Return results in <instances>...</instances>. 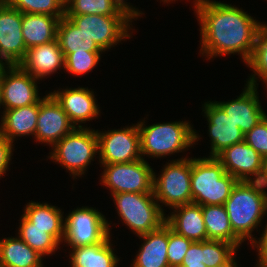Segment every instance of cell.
Listing matches in <instances>:
<instances>
[{
  "mask_svg": "<svg viewBox=\"0 0 267 267\" xmlns=\"http://www.w3.org/2000/svg\"><path fill=\"white\" fill-rule=\"evenodd\" d=\"M194 1V11L201 27L200 54L206 55L209 60L238 53L247 63L263 23L231 4L212 0Z\"/></svg>",
  "mask_w": 267,
  "mask_h": 267,
  "instance_id": "6da1fadb",
  "label": "cell"
},
{
  "mask_svg": "<svg viewBox=\"0 0 267 267\" xmlns=\"http://www.w3.org/2000/svg\"><path fill=\"white\" fill-rule=\"evenodd\" d=\"M233 232L244 242L267 214V192L257 181H238L224 204ZM254 229V230H253Z\"/></svg>",
  "mask_w": 267,
  "mask_h": 267,
  "instance_id": "7a4b0ae2",
  "label": "cell"
},
{
  "mask_svg": "<svg viewBox=\"0 0 267 267\" xmlns=\"http://www.w3.org/2000/svg\"><path fill=\"white\" fill-rule=\"evenodd\" d=\"M137 127L143 159L145 155L161 158L183 152L201 139L188 121L156 123L150 126H146L145 121H140Z\"/></svg>",
  "mask_w": 267,
  "mask_h": 267,
  "instance_id": "3957f363",
  "label": "cell"
},
{
  "mask_svg": "<svg viewBox=\"0 0 267 267\" xmlns=\"http://www.w3.org/2000/svg\"><path fill=\"white\" fill-rule=\"evenodd\" d=\"M237 182L215 157L191 158L192 203L224 205Z\"/></svg>",
  "mask_w": 267,
  "mask_h": 267,
  "instance_id": "277c9868",
  "label": "cell"
},
{
  "mask_svg": "<svg viewBox=\"0 0 267 267\" xmlns=\"http://www.w3.org/2000/svg\"><path fill=\"white\" fill-rule=\"evenodd\" d=\"M123 223L137 236L158 229L165 223L163 208L154 193H118L111 195Z\"/></svg>",
  "mask_w": 267,
  "mask_h": 267,
  "instance_id": "5b68a950",
  "label": "cell"
},
{
  "mask_svg": "<svg viewBox=\"0 0 267 267\" xmlns=\"http://www.w3.org/2000/svg\"><path fill=\"white\" fill-rule=\"evenodd\" d=\"M50 152V158L66 168L73 175L81 177L88 165L98 155V138L96 131L89 127H76L71 133L57 142Z\"/></svg>",
  "mask_w": 267,
  "mask_h": 267,
  "instance_id": "8992f818",
  "label": "cell"
},
{
  "mask_svg": "<svg viewBox=\"0 0 267 267\" xmlns=\"http://www.w3.org/2000/svg\"><path fill=\"white\" fill-rule=\"evenodd\" d=\"M153 193L158 203L172 209L192 203L191 158L172 159L158 177L153 172Z\"/></svg>",
  "mask_w": 267,
  "mask_h": 267,
  "instance_id": "52a82bcc",
  "label": "cell"
},
{
  "mask_svg": "<svg viewBox=\"0 0 267 267\" xmlns=\"http://www.w3.org/2000/svg\"><path fill=\"white\" fill-rule=\"evenodd\" d=\"M104 172L101 184L118 193H152L153 169L145 159L128 163L101 164Z\"/></svg>",
  "mask_w": 267,
  "mask_h": 267,
  "instance_id": "ba28073f",
  "label": "cell"
},
{
  "mask_svg": "<svg viewBox=\"0 0 267 267\" xmlns=\"http://www.w3.org/2000/svg\"><path fill=\"white\" fill-rule=\"evenodd\" d=\"M64 221V243L70 248L100 243L110 234L111 223L93 207H78Z\"/></svg>",
  "mask_w": 267,
  "mask_h": 267,
  "instance_id": "9c48e42d",
  "label": "cell"
},
{
  "mask_svg": "<svg viewBox=\"0 0 267 267\" xmlns=\"http://www.w3.org/2000/svg\"><path fill=\"white\" fill-rule=\"evenodd\" d=\"M105 52L126 38L132 32V19L129 16L78 15L66 16Z\"/></svg>",
  "mask_w": 267,
  "mask_h": 267,
  "instance_id": "30bf717a",
  "label": "cell"
},
{
  "mask_svg": "<svg viewBox=\"0 0 267 267\" xmlns=\"http://www.w3.org/2000/svg\"><path fill=\"white\" fill-rule=\"evenodd\" d=\"M96 135L101 164L128 163L142 159L137 124L105 132L96 130Z\"/></svg>",
  "mask_w": 267,
  "mask_h": 267,
  "instance_id": "8fae6325",
  "label": "cell"
},
{
  "mask_svg": "<svg viewBox=\"0 0 267 267\" xmlns=\"http://www.w3.org/2000/svg\"><path fill=\"white\" fill-rule=\"evenodd\" d=\"M37 80L19 65H0V83L4 110L37 103Z\"/></svg>",
  "mask_w": 267,
  "mask_h": 267,
  "instance_id": "7c38bea8",
  "label": "cell"
},
{
  "mask_svg": "<svg viewBox=\"0 0 267 267\" xmlns=\"http://www.w3.org/2000/svg\"><path fill=\"white\" fill-rule=\"evenodd\" d=\"M26 52L22 13L5 0H0V65H18Z\"/></svg>",
  "mask_w": 267,
  "mask_h": 267,
  "instance_id": "4fadbf2b",
  "label": "cell"
},
{
  "mask_svg": "<svg viewBox=\"0 0 267 267\" xmlns=\"http://www.w3.org/2000/svg\"><path fill=\"white\" fill-rule=\"evenodd\" d=\"M75 128L76 126L70 121L62 106L50 92L40 99L37 127L34 135L36 142L46 143L53 147Z\"/></svg>",
  "mask_w": 267,
  "mask_h": 267,
  "instance_id": "5bb4252c",
  "label": "cell"
},
{
  "mask_svg": "<svg viewBox=\"0 0 267 267\" xmlns=\"http://www.w3.org/2000/svg\"><path fill=\"white\" fill-rule=\"evenodd\" d=\"M215 158L238 181H257L262 173L263 157L245 141L224 149Z\"/></svg>",
  "mask_w": 267,
  "mask_h": 267,
  "instance_id": "9a60e30c",
  "label": "cell"
},
{
  "mask_svg": "<svg viewBox=\"0 0 267 267\" xmlns=\"http://www.w3.org/2000/svg\"><path fill=\"white\" fill-rule=\"evenodd\" d=\"M202 109L209 125V157H216L224 149L244 141L245 134L215 102L207 101Z\"/></svg>",
  "mask_w": 267,
  "mask_h": 267,
  "instance_id": "2e32d148",
  "label": "cell"
},
{
  "mask_svg": "<svg viewBox=\"0 0 267 267\" xmlns=\"http://www.w3.org/2000/svg\"><path fill=\"white\" fill-rule=\"evenodd\" d=\"M257 88V86L246 84L243 92L236 99L228 102L214 101L244 134L267 115L262 109Z\"/></svg>",
  "mask_w": 267,
  "mask_h": 267,
  "instance_id": "e0dca14e",
  "label": "cell"
},
{
  "mask_svg": "<svg viewBox=\"0 0 267 267\" xmlns=\"http://www.w3.org/2000/svg\"><path fill=\"white\" fill-rule=\"evenodd\" d=\"M50 94L62 106L76 127H83L82 123H86L100 114L94 92L90 91L88 87L66 88L62 91L54 90Z\"/></svg>",
  "mask_w": 267,
  "mask_h": 267,
  "instance_id": "ac0fdd59",
  "label": "cell"
},
{
  "mask_svg": "<svg viewBox=\"0 0 267 267\" xmlns=\"http://www.w3.org/2000/svg\"><path fill=\"white\" fill-rule=\"evenodd\" d=\"M64 58L56 39L27 49L24 59L18 65L34 78L42 80L55 73L57 69L65 68Z\"/></svg>",
  "mask_w": 267,
  "mask_h": 267,
  "instance_id": "d6986e66",
  "label": "cell"
},
{
  "mask_svg": "<svg viewBox=\"0 0 267 267\" xmlns=\"http://www.w3.org/2000/svg\"><path fill=\"white\" fill-rule=\"evenodd\" d=\"M20 219L19 228L49 229V234L63 243L65 221L62 210L57 206L31 201L26 204Z\"/></svg>",
  "mask_w": 267,
  "mask_h": 267,
  "instance_id": "ffe728a7",
  "label": "cell"
},
{
  "mask_svg": "<svg viewBox=\"0 0 267 267\" xmlns=\"http://www.w3.org/2000/svg\"><path fill=\"white\" fill-rule=\"evenodd\" d=\"M169 225L165 222L158 229L140 235L144 243L131 267H170L168 263Z\"/></svg>",
  "mask_w": 267,
  "mask_h": 267,
  "instance_id": "44dd1931",
  "label": "cell"
},
{
  "mask_svg": "<svg viewBox=\"0 0 267 267\" xmlns=\"http://www.w3.org/2000/svg\"><path fill=\"white\" fill-rule=\"evenodd\" d=\"M173 209L174 212L165 220L173 231L193 242L207 240L201 205L189 203Z\"/></svg>",
  "mask_w": 267,
  "mask_h": 267,
  "instance_id": "7402d4cb",
  "label": "cell"
},
{
  "mask_svg": "<svg viewBox=\"0 0 267 267\" xmlns=\"http://www.w3.org/2000/svg\"><path fill=\"white\" fill-rule=\"evenodd\" d=\"M40 100L32 105L3 111L0 134L14 142L16 137L35 135Z\"/></svg>",
  "mask_w": 267,
  "mask_h": 267,
  "instance_id": "603a6c76",
  "label": "cell"
},
{
  "mask_svg": "<svg viewBox=\"0 0 267 267\" xmlns=\"http://www.w3.org/2000/svg\"><path fill=\"white\" fill-rule=\"evenodd\" d=\"M111 236L109 234L100 243L70 248L71 267H118L120 258L114 254Z\"/></svg>",
  "mask_w": 267,
  "mask_h": 267,
  "instance_id": "cb8c5ba5",
  "label": "cell"
},
{
  "mask_svg": "<svg viewBox=\"0 0 267 267\" xmlns=\"http://www.w3.org/2000/svg\"><path fill=\"white\" fill-rule=\"evenodd\" d=\"M59 20L45 14H22V35L26 48L56 40Z\"/></svg>",
  "mask_w": 267,
  "mask_h": 267,
  "instance_id": "d4e9b609",
  "label": "cell"
},
{
  "mask_svg": "<svg viewBox=\"0 0 267 267\" xmlns=\"http://www.w3.org/2000/svg\"><path fill=\"white\" fill-rule=\"evenodd\" d=\"M42 259L18 236L0 240V267H43Z\"/></svg>",
  "mask_w": 267,
  "mask_h": 267,
  "instance_id": "484cf974",
  "label": "cell"
},
{
  "mask_svg": "<svg viewBox=\"0 0 267 267\" xmlns=\"http://www.w3.org/2000/svg\"><path fill=\"white\" fill-rule=\"evenodd\" d=\"M207 240L230 242L237 249L243 241L233 232L224 205H201Z\"/></svg>",
  "mask_w": 267,
  "mask_h": 267,
  "instance_id": "4316f807",
  "label": "cell"
},
{
  "mask_svg": "<svg viewBox=\"0 0 267 267\" xmlns=\"http://www.w3.org/2000/svg\"><path fill=\"white\" fill-rule=\"evenodd\" d=\"M63 54L84 51H103L92 38L80 31L68 17H62L57 26V37Z\"/></svg>",
  "mask_w": 267,
  "mask_h": 267,
  "instance_id": "83f0119b",
  "label": "cell"
},
{
  "mask_svg": "<svg viewBox=\"0 0 267 267\" xmlns=\"http://www.w3.org/2000/svg\"><path fill=\"white\" fill-rule=\"evenodd\" d=\"M128 16L112 0H66L65 16L78 15Z\"/></svg>",
  "mask_w": 267,
  "mask_h": 267,
  "instance_id": "f1b7e54d",
  "label": "cell"
},
{
  "mask_svg": "<svg viewBox=\"0 0 267 267\" xmlns=\"http://www.w3.org/2000/svg\"><path fill=\"white\" fill-rule=\"evenodd\" d=\"M248 65L254 72L250 75L246 84L256 86L257 78L263 80L267 84V25L262 24L257 34L254 50L251 58L245 64ZM258 76V77H256ZM267 87V85H266Z\"/></svg>",
  "mask_w": 267,
  "mask_h": 267,
  "instance_id": "f546056e",
  "label": "cell"
},
{
  "mask_svg": "<svg viewBox=\"0 0 267 267\" xmlns=\"http://www.w3.org/2000/svg\"><path fill=\"white\" fill-rule=\"evenodd\" d=\"M22 14H45L61 19L65 16L66 0H5Z\"/></svg>",
  "mask_w": 267,
  "mask_h": 267,
  "instance_id": "4dcf8cb0",
  "label": "cell"
},
{
  "mask_svg": "<svg viewBox=\"0 0 267 267\" xmlns=\"http://www.w3.org/2000/svg\"><path fill=\"white\" fill-rule=\"evenodd\" d=\"M18 237L43 257L60 249V243L49 234V229L19 228Z\"/></svg>",
  "mask_w": 267,
  "mask_h": 267,
  "instance_id": "1f68e13d",
  "label": "cell"
},
{
  "mask_svg": "<svg viewBox=\"0 0 267 267\" xmlns=\"http://www.w3.org/2000/svg\"><path fill=\"white\" fill-rule=\"evenodd\" d=\"M203 264L215 267L226 262L238 249L230 242L218 240L202 241Z\"/></svg>",
  "mask_w": 267,
  "mask_h": 267,
  "instance_id": "d6a6232c",
  "label": "cell"
},
{
  "mask_svg": "<svg viewBox=\"0 0 267 267\" xmlns=\"http://www.w3.org/2000/svg\"><path fill=\"white\" fill-rule=\"evenodd\" d=\"M102 52L104 51H84L64 54L65 68L63 70L75 76L86 74L98 64Z\"/></svg>",
  "mask_w": 267,
  "mask_h": 267,
  "instance_id": "836d02e7",
  "label": "cell"
},
{
  "mask_svg": "<svg viewBox=\"0 0 267 267\" xmlns=\"http://www.w3.org/2000/svg\"><path fill=\"white\" fill-rule=\"evenodd\" d=\"M192 242V240L177 234L169 226L167 258L170 267H179L182 264L183 258L185 257Z\"/></svg>",
  "mask_w": 267,
  "mask_h": 267,
  "instance_id": "e575fe53",
  "label": "cell"
},
{
  "mask_svg": "<svg viewBox=\"0 0 267 267\" xmlns=\"http://www.w3.org/2000/svg\"><path fill=\"white\" fill-rule=\"evenodd\" d=\"M244 141L263 158L267 157V115L244 135Z\"/></svg>",
  "mask_w": 267,
  "mask_h": 267,
  "instance_id": "d590c367",
  "label": "cell"
},
{
  "mask_svg": "<svg viewBox=\"0 0 267 267\" xmlns=\"http://www.w3.org/2000/svg\"><path fill=\"white\" fill-rule=\"evenodd\" d=\"M13 142L0 134V178L4 176L9 169L11 156L13 155Z\"/></svg>",
  "mask_w": 267,
  "mask_h": 267,
  "instance_id": "8d00e7d4",
  "label": "cell"
},
{
  "mask_svg": "<svg viewBox=\"0 0 267 267\" xmlns=\"http://www.w3.org/2000/svg\"><path fill=\"white\" fill-rule=\"evenodd\" d=\"M261 237L258 240H254L251 245L257 248L259 259L257 261V267H267V224L262 231Z\"/></svg>",
  "mask_w": 267,
  "mask_h": 267,
  "instance_id": "74e56055",
  "label": "cell"
},
{
  "mask_svg": "<svg viewBox=\"0 0 267 267\" xmlns=\"http://www.w3.org/2000/svg\"><path fill=\"white\" fill-rule=\"evenodd\" d=\"M188 264H203L202 241L192 242L180 266Z\"/></svg>",
  "mask_w": 267,
  "mask_h": 267,
  "instance_id": "f35d334b",
  "label": "cell"
},
{
  "mask_svg": "<svg viewBox=\"0 0 267 267\" xmlns=\"http://www.w3.org/2000/svg\"><path fill=\"white\" fill-rule=\"evenodd\" d=\"M112 1L118 7L119 10L123 11L133 20L135 18L137 19L139 16H142L143 14L142 11L140 12L139 9L137 10V8L133 7L132 5L130 6V4L125 0H112Z\"/></svg>",
  "mask_w": 267,
  "mask_h": 267,
  "instance_id": "ab89813d",
  "label": "cell"
},
{
  "mask_svg": "<svg viewBox=\"0 0 267 267\" xmlns=\"http://www.w3.org/2000/svg\"><path fill=\"white\" fill-rule=\"evenodd\" d=\"M257 182L264 188H267V157L263 158L262 173Z\"/></svg>",
  "mask_w": 267,
  "mask_h": 267,
  "instance_id": "60d3db41",
  "label": "cell"
},
{
  "mask_svg": "<svg viewBox=\"0 0 267 267\" xmlns=\"http://www.w3.org/2000/svg\"><path fill=\"white\" fill-rule=\"evenodd\" d=\"M235 253L223 264L217 265L215 267H238L239 265L236 263L237 261L235 260L236 257L234 258Z\"/></svg>",
  "mask_w": 267,
  "mask_h": 267,
  "instance_id": "b9f144b4",
  "label": "cell"
},
{
  "mask_svg": "<svg viewBox=\"0 0 267 267\" xmlns=\"http://www.w3.org/2000/svg\"><path fill=\"white\" fill-rule=\"evenodd\" d=\"M179 267H206L204 264H188V266H179Z\"/></svg>",
  "mask_w": 267,
  "mask_h": 267,
  "instance_id": "7bdbcfd3",
  "label": "cell"
},
{
  "mask_svg": "<svg viewBox=\"0 0 267 267\" xmlns=\"http://www.w3.org/2000/svg\"><path fill=\"white\" fill-rule=\"evenodd\" d=\"M3 106V104H2V94H1V83H0V106ZM1 108V107H0Z\"/></svg>",
  "mask_w": 267,
  "mask_h": 267,
  "instance_id": "ee69618b",
  "label": "cell"
},
{
  "mask_svg": "<svg viewBox=\"0 0 267 267\" xmlns=\"http://www.w3.org/2000/svg\"><path fill=\"white\" fill-rule=\"evenodd\" d=\"M164 3H170V2H173V1H175V0H162Z\"/></svg>",
  "mask_w": 267,
  "mask_h": 267,
  "instance_id": "f6af8a7d",
  "label": "cell"
}]
</instances>
